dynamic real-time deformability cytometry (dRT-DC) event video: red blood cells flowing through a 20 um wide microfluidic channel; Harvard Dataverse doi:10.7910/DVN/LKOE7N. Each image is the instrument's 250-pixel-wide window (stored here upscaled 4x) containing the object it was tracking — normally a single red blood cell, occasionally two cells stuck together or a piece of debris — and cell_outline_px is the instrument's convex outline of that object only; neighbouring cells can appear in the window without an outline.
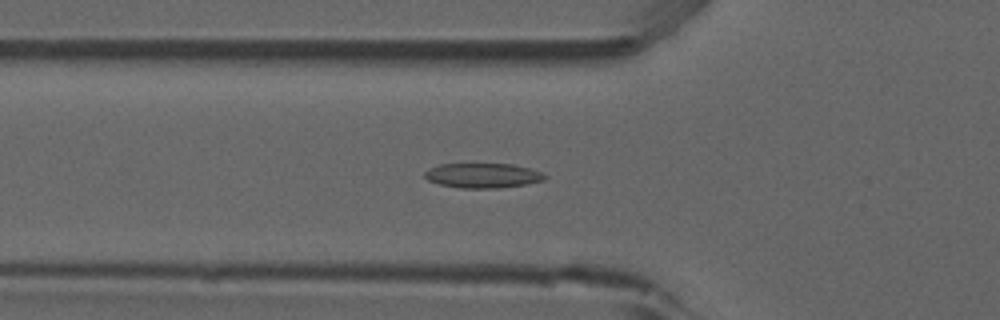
{"species": "common noctule bat (a hibernating species)", "species_latin": "Nyctalus noctula", "temperature_condition": "room temperature", "stored_images_in_passage": 54, "camera_frame_rate_fps": 3000, "um_per_image_px": 0.085, "animal": {"sex": "male", "forearm_length_mm": 52.5}, "frame": {"image": 1, "passage_image": 19, "time_ms": 6.0, "image_size_px": [1000, 320], "cell_outline_px": [[548, 176], [544, 180], [524, 184], [500, 188], [460, 188], [440, 184], [428, 180], [424, 176], [424, 172], [428, 168], [440, 164], [512, 164], [544, 172]], "centroid_in_image_um": [41.04, 14.92], "position_along_channel_um": 84.8, "area_um2": 17.34}}
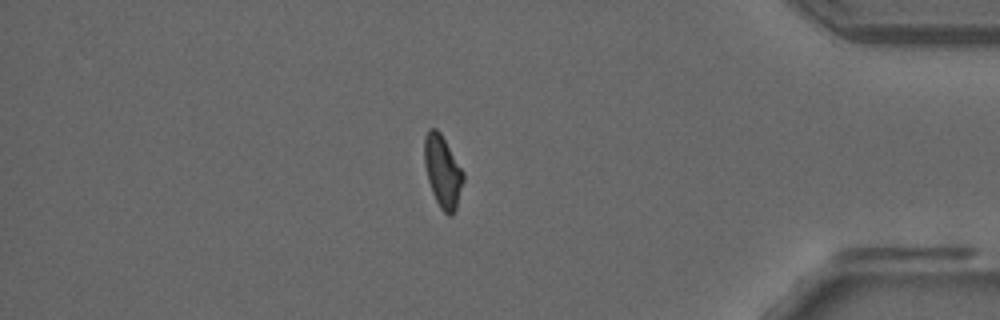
{"frame": {"image": 2, "passage_image": 46, "time_ms": 15.0, "image_size_px": [1000, 320], "cell_outline_px": [[464, 180], [456, 208], [452, 216], [448, 216], [440, 208], [432, 192], [428, 180], [424, 164], [424, 140], [428, 128], [436, 128], [440, 132], [464, 172]], "centroid_in_image_um": [37.62, 14.57], "position_along_channel_um": 397.6, "area_um2": 16.36}}
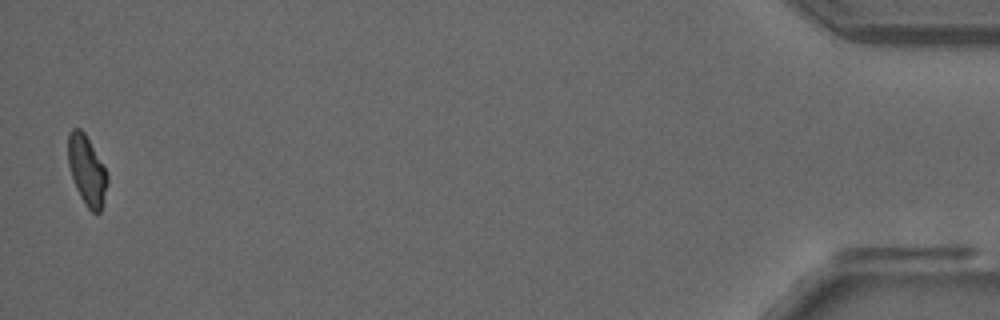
{"frame": {"image": 3, "passage_image": 53, "time_ms": 17.333, "image_size_px": [1000, 320], "cell_outline_px": [[108, 180], [100, 212], [92, 212], [84, 204], [76, 188], [68, 164], [68, 132], [72, 128], [80, 128], [84, 132], [108, 172]], "centroid_in_image_um": [7.38, 14.45], "position_along_channel_um": 427.8, "area_um2": 15.84}, "authors_computed_cell_mechanics": {"area_um2": 16.8776, "velocity_mm_per_s": 3.8596, "shape_relaxation_time_tau1_ms": null, "shape_relaxation_time_tau2_ms": 4.7423, "deformation_change_tau1": null, "deformation_change_tau2": 0.1094}}